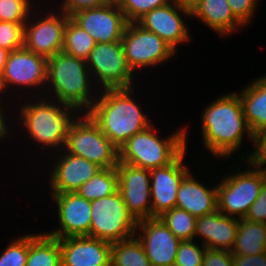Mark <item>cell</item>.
I'll use <instances>...</instances> for the list:
<instances>
[{
	"instance_id": "6da1fadb",
	"label": "cell",
	"mask_w": 266,
	"mask_h": 266,
	"mask_svg": "<svg viewBox=\"0 0 266 266\" xmlns=\"http://www.w3.org/2000/svg\"><path fill=\"white\" fill-rule=\"evenodd\" d=\"M218 99V100H217ZM211 102L201 115L203 144L218 158L230 157L240 149L244 135L255 143L239 94L230 92Z\"/></svg>"
},
{
	"instance_id": "7a4b0ae2",
	"label": "cell",
	"mask_w": 266,
	"mask_h": 266,
	"mask_svg": "<svg viewBox=\"0 0 266 266\" xmlns=\"http://www.w3.org/2000/svg\"><path fill=\"white\" fill-rule=\"evenodd\" d=\"M134 89L135 87L99 88L97 91L100 93L96 91L99 97L87 112L118 149L136 133L152 125L140 105L132 99Z\"/></svg>"
},
{
	"instance_id": "3957f363",
	"label": "cell",
	"mask_w": 266,
	"mask_h": 266,
	"mask_svg": "<svg viewBox=\"0 0 266 266\" xmlns=\"http://www.w3.org/2000/svg\"><path fill=\"white\" fill-rule=\"evenodd\" d=\"M92 81L85 60L63 51L47 58L48 94L52 93L51 99L74 108L79 114L87 113L97 99L92 95L96 90Z\"/></svg>"
},
{
	"instance_id": "277c9868",
	"label": "cell",
	"mask_w": 266,
	"mask_h": 266,
	"mask_svg": "<svg viewBox=\"0 0 266 266\" xmlns=\"http://www.w3.org/2000/svg\"><path fill=\"white\" fill-rule=\"evenodd\" d=\"M47 97L48 99L41 97L38 101L36 96L35 102L33 99L31 102V98L28 99L30 102L21 105L18 116L22 121L20 122L23 124L22 128L25 126V131L27 130L26 132L29 134L28 137L32 139L31 142H37L45 149H54L55 152L60 147L62 150L64 149L69 126L78 116V112L56 100L51 99L50 101L51 97Z\"/></svg>"
},
{
	"instance_id": "5b68a950",
	"label": "cell",
	"mask_w": 266,
	"mask_h": 266,
	"mask_svg": "<svg viewBox=\"0 0 266 266\" xmlns=\"http://www.w3.org/2000/svg\"><path fill=\"white\" fill-rule=\"evenodd\" d=\"M165 139L150 125L128 139L119 150V162L144 169H155L172 163L187 147L186 129H176ZM157 131V132H156Z\"/></svg>"
},
{
	"instance_id": "8992f818",
	"label": "cell",
	"mask_w": 266,
	"mask_h": 266,
	"mask_svg": "<svg viewBox=\"0 0 266 266\" xmlns=\"http://www.w3.org/2000/svg\"><path fill=\"white\" fill-rule=\"evenodd\" d=\"M244 162L249 165L248 169L241 172L237 167L240 172L223 177L217 184L218 210L224 215L238 219L245 218L266 180V168L250 160Z\"/></svg>"
},
{
	"instance_id": "52a82bcc",
	"label": "cell",
	"mask_w": 266,
	"mask_h": 266,
	"mask_svg": "<svg viewBox=\"0 0 266 266\" xmlns=\"http://www.w3.org/2000/svg\"><path fill=\"white\" fill-rule=\"evenodd\" d=\"M63 150L83 157L101 168H114L119 162L118 148L87 113L79 114L71 122Z\"/></svg>"
},
{
	"instance_id": "ba28073f",
	"label": "cell",
	"mask_w": 266,
	"mask_h": 266,
	"mask_svg": "<svg viewBox=\"0 0 266 266\" xmlns=\"http://www.w3.org/2000/svg\"><path fill=\"white\" fill-rule=\"evenodd\" d=\"M137 221L128 212L119 190L91 201L89 237L115 243L135 236Z\"/></svg>"
},
{
	"instance_id": "9c48e42d",
	"label": "cell",
	"mask_w": 266,
	"mask_h": 266,
	"mask_svg": "<svg viewBox=\"0 0 266 266\" xmlns=\"http://www.w3.org/2000/svg\"><path fill=\"white\" fill-rule=\"evenodd\" d=\"M90 75L103 89L132 88L134 74L128 67L121 41L97 43L86 59ZM100 83V84H98Z\"/></svg>"
},
{
	"instance_id": "30bf717a",
	"label": "cell",
	"mask_w": 266,
	"mask_h": 266,
	"mask_svg": "<svg viewBox=\"0 0 266 266\" xmlns=\"http://www.w3.org/2000/svg\"><path fill=\"white\" fill-rule=\"evenodd\" d=\"M121 42L127 65L133 73L138 69L165 63L175 57L176 53L163 39L136 22L127 23Z\"/></svg>"
},
{
	"instance_id": "8fae6325",
	"label": "cell",
	"mask_w": 266,
	"mask_h": 266,
	"mask_svg": "<svg viewBox=\"0 0 266 266\" xmlns=\"http://www.w3.org/2000/svg\"><path fill=\"white\" fill-rule=\"evenodd\" d=\"M181 14L191 17L190 4L172 0L163 7L145 13L136 23L143 29L159 36L177 52L178 45L188 42L191 36Z\"/></svg>"
},
{
	"instance_id": "7c38bea8",
	"label": "cell",
	"mask_w": 266,
	"mask_h": 266,
	"mask_svg": "<svg viewBox=\"0 0 266 266\" xmlns=\"http://www.w3.org/2000/svg\"><path fill=\"white\" fill-rule=\"evenodd\" d=\"M47 58L25 47L11 51L8 55L5 69L0 77L1 93L8 90L9 86L46 89Z\"/></svg>"
},
{
	"instance_id": "4fadbf2b",
	"label": "cell",
	"mask_w": 266,
	"mask_h": 266,
	"mask_svg": "<svg viewBox=\"0 0 266 266\" xmlns=\"http://www.w3.org/2000/svg\"><path fill=\"white\" fill-rule=\"evenodd\" d=\"M55 11L41 14L44 17L38 18L40 20L28 18L24 25V47L46 58L63 51L65 27L70 18L62 10L60 13Z\"/></svg>"
},
{
	"instance_id": "5bb4252c",
	"label": "cell",
	"mask_w": 266,
	"mask_h": 266,
	"mask_svg": "<svg viewBox=\"0 0 266 266\" xmlns=\"http://www.w3.org/2000/svg\"><path fill=\"white\" fill-rule=\"evenodd\" d=\"M118 190L128 212L136 221L152 218L150 170L118 163Z\"/></svg>"
},
{
	"instance_id": "9a60e30c",
	"label": "cell",
	"mask_w": 266,
	"mask_h": 266,
	"mask_svg": "<svg viewBox=\"0 0 266 266\" xmlns=\"http://www.w3.org/2000/svg\"><path fill=\"white\" fill-rule=\"evenodd\" d=\"M97 43L121 41L127 21L118 3L80 10L70 17Z\"/></svg>"
},
{
	"instance_id": "2e32d148",
	"label": "cell",
	"mask_w": 266,
	"mask_h": 266,
	"mask_svg": "<svg viewBox=\"0 0 266 266\" xmlns=\"http://www.w3.org/2000/svg\"><path fill=\"white\" fill-rule=\"evenodd\" d=\"M57 204L59 228L47 234L58 239L74 236H88L91 224V201L77 192L52 193ZM57 229V230H56Z\"/></svg>"
},
{
	"instance_id": "e0dca14e",
	"label": "cell",
	"mask_w": 266,
	"mask_h": 266,
	"mask_svg": "<svg viewBox=\"0 0 266 266\" xmlns=\"http://www.w3.org/2000/svg\"><path fill=\"white\" fill-rule=\"evenodd\" d=\"M152 266H174L179 240L159 217L137 221L136 231ZM142 235V236H141Z\"/></svg>"
},
{
	"instance_id": "ac0fdd59",
	"label": "cell",
	"mask_w": 266,
	"mask_h": 266,
	"mask_svg": "<svg viewBox=\"0 0 266 266\" xmlns=\"http://www.w3.org/2000/svg\"><path fill=\"white\" fill-rule=\"evenodd\" d=\"M187 148L169 165L151 169L152 218L175 207L179 185L190 169L184 165Z\"/></svg>"
},
{
	"instance_id": "d6986e66",
	"label": "cell",
	"mask_w": 266,
	"mask_h": 266,
	"mask_svg": "<svg viewBox=\"0 0 266 266\" xmlns=\"http://www.w3.org/2000/svg\"><path fill=\"white\" fill-rule=\"evenodd\" d=\"M54 160V168L50 174V192H76L85 182L90 180L102 168L89 160L70 154L65 150Z\"/></svg>"
},
{
	"instance_id": "ffe728a7",
	"label": "cell",
	"mask_w": 266,
	"mask_h": 266,
	"mask_svg": "<svg viewBox=\"0 0 266 266\" xmlns=\"http://www.w3.org/2000/svg\"><path fill=\"white\" fill-rule=\"evenodd\" d=\"M61 266H111V243L89 236L59 239Z\"/></svg>"
},
{
	"instance_id": "44dd1931",
	"label": "cell",
	"mask_w": 266,
	"mask_h": 266,
	"mask_svg": "<svg viewBox=\"0 0 266 266\" xmlns=\"http://www.w3.org/2000/svg\"><path fill=\"white\" fill-rule=\"evenodd\" d=\"M238 220V218L224 215L219 210L198 217L195 238H201L206 248L231 251L235 244Z\"/></svg>"
},
{
	"instance_id": "7402d4cb",
	"label": "cell",
	"mask_w": 266,
	"mask_h": 266,
	"mask_svg": "<svg viewBox=\"0 0 266 266\" xmlns=\"http://www.w3.org/2000/svg\"><path fill=\"white\" fill-rule=\"evenodd\" d=\"M189 172L181 181L175 207L183 209L194 217H202L218 210L217 185L209 188Z\"/></svg>"
},
{
	"instance_id": "603a6c76",
	"label": "cell",
	"mask_w": 266,
	"mask_h": 266,
	"mask_svg": "<svg viewBox=\"0 0 266 266\" xmlns=\"http://www.w3.org/2000/svg\"><path fill=\"white\" fill-rule=\"evenodd\" d=\"M191 17L202 21L210 30L226 37L243 25L234 17L227 0H193Z\"/></svg>"
},
{
	"instance_id": "cb8c5ba5",
	"label": "cell",
	"mask_w": 266,
	"mask_h": 266,
	"mask_svg": "<svg viewBox=\"0 0 266 266\" xmlns=\"http://www.w3.org/2000/svg\"><path fill=\"white\" fill-rule=\"evenodd\" d=\"M239 97L244 117L253 135L266 130V75L242 88Z\"/></svg>"
},
{
	"instance_id": "d4e9b609",
	"label": "cell",
	"mask_w": 266,
	"mask_h": 266,
	"mask_svg": "<svg viewBox=\"0 0 266 266\" xmlns=\"http://www.w3.org/2000/svg\"><path fill=\"white\" fill-rule=\"evenodd\" d=\"M263 252H266V224L239 219L231 254L252 256Z\"/></svg>"
},
{
	"instance_id": "484cf974",
	"label": "cell",
	"mask_w": 266,
	"mask_h": 266,
	"mask_svg": "<svg viewBox=\"0 0 266 266\" xmlns=\"http://www.w3.org/2000/svg\"><path fill=\"white\" fill-rule=\"evenodd\" d=\"M26 266H61L60 241L46 233L28 234Z\"/></svg>"
},
{
	"instance_id": "4316f807",
	"label": "cell",
	"mask_w": 266,
	"mask_h": 266,
	"mask_svg": "<svg viewBox=\"0 0 266 266\" xmlns=\"http://www.w3.org/2000/svg\"><path fill=\"white\" fill-rule=\"evenodd\" d=\"M111 266H152L137 235L111 244Z\"/></svg>"
},
{
	"instance_id": "83f0119b",
	"label": "cell",
	"mask_w": 266,
	"mask_h": 266,
	"mask_svg": "<svg viewBox=\"0 0 266 266\" xmlns=\"http://www.w3.org/2000/svg\"><path fill=\"white\" fill-rule=\"evenodd\" d=\"M118 191L116 167L102 168L76 192L83 198L93 201L109 196Z\"/></svg>"
},
{
	"instance_id": "f1b7e54d",
	"label": "cell",
	"mask_w": 266,
	"mask_h": 266,
	"mask_svg": "<svg viewBox=\"0 0 266 266\" xmlns=\"http://www.w3.org/2000/svg\"><path fill=\"white\" fill-rule=\"evenodd\" d=\"M97 42L71 18L67 20L63 52L86 61Z\"/></svg>"
},
{
	"instance_id": "f546056e",
	"label": "cell",
	"mask_w": 266,
	"mask_h": 266,
	"mask_svg": "<svg viewBox=\"0 0 266 266\" xmlns=\"http://www.w3.org/2000/svg\"><path fill=\"white\" fill-rule=\"evenodd\" d=\"M159 218L181 241L195 240L196 217L187 211L174 207Z\"/></svg>"
},
{
	"instance_id": "4dcf8cb0",
	"label": "cell",
	"mask_w": 266,
	"mask_h": 266,
	"mask_svg": "<svg viewBox=\"0 0 266 266\" xmlns=\"http://www.w3.org/2000/svg\"><path fill=\"white\" fill-rule=\"evenodd\" d=\"M30 1L32 0H0V21L25 25L28 18L31 19V15H34L30 12L34 8Z\"/></svg>"
},
{
	"instance_id": "1f68e13d",
	"label": "cell",
	"mask_w": 266,
	"mask_h": 266,
	"mask_svg": "<svg viewBox=\"0 0 266 266\" xmlns=\"http://www.w3.org/2000/svg\"><path fill=\"white\" fill-rule=\"evenodd\" d=\"M172 0H119L118 6L123 12L128 23L136 22L145 13L163 7Z\"/></svg>"
},
{
	"instance_id": "d6a6232c",
	"label": "cell",
	"mask_w": 266,
	"mask_h": 266,
	"mask_svg": "<svg viewBox=\"0 0 266 266\" xmlns=\"http://www.w3.org/2000/svg\"><path fill=\"white\" fill-rule=\"evenodd\" d=\"M28 258V234L9 242L0 255V266H26Z\"/></svg>"
},
{
	"instance_id": "836d02e7",
	"label": "cell",
	"mask_w": 266,
	"mask_h": 266,
	"mask_svg": "<svg viewBox=\"0 0 266 266\" xmlns=\"http://www.w3.org/2000/svg\"><path fill=\"white\" fill-rule=\"evenodd\" d=\"M196 240L181 241L174 266H202L206 247Z\"/></svg>"
},
{
	"instance_id": "e575fe53",
	"label": "cell",
	"mask_w": 266,
	"mask_h": 266,
	"mask_svg": "<svg viewBox=\"0 0 266 266\" xmlns=\"http://www.w3.org/2000/svg\"><path fill=\"white\" fill-rule=\"evenodd\" d=\"M0 47L10 52L24 47V25L0 21Z\"/></svg>"
},
{
	"instance_id": "d590c367",
	"label": "cell",
	"mask_w": 266,
	"mask_h": 266,
	"mask_svg": "<svg viewBox=\"0 0 266 266\" xmlns=\"http://www.w3.org/2000/svg\"><path fill=\"white\" fill-rule=\"evenodd\" d=\"M234 17L244 26L253 19L258 0H227Z\"/></svg>"
},
{
	"instance_id": "8d00e7d4",
	"label": "cell",
	"mask_w": 266,
	"mask_h": 266,
	"mask_svg": "<svg viewBox=\"0 0 266 266\" xmlns=\"http://www.w3.org/2000/svg\"><path fill=\"white\" fill-rule=\"evenodd\" d=\"M245 219L266 224V180L261 185L260 194L250 206Z\"/></svg>"
},
{
	"instance_id": "74e56055",
	"label": "cell",
	"mask_w": 266,
	"mask_h": 266,
	"mask_svg": "<svg viewBox=\"0 0 266 266\" xmlns=\"http://www.w3.org/2000/svg\"><path fill=\"white\" fill-rule=\"evenodd\" d=\"M254 152L249 154L246 158L239 156L241 160H250L254 164L266 168V130L261 131L255 136Z\"/></svg>"
},
{
	"instance_id": "f35d334b",
	"label": "cell",
	"mask_w": 266,
	"mask_h": 266,
	"mask_svg": "<svg viewBox=\"0 0 266 266\" xmlns=\"http://www.w3.org/2000/svg\"><path fill=\"white\" fill-rule=\"evenodd\" d=\"M202 266H233L231 251L206 248Z\"/></svg>"
},
{
	"instance_id": "ab89813d",
	"label": "cell",
	"mask_w": 266,
	"mask_h": 266,
	"mask_svg": "<svg viewBox=\"0 0 266 266\" xmlns=\"http://www.w3.org/2000/svg\"><path fill=\"white\" fill-rule=\"evenodd\" d=\"M60 3V9L65 12L69 17H71L74 13L88 9V8H96L102 5H105L110 2V0H62Z\"/></svg>"
},
{
	"instance_id": "60d3db41",
	"label": "cell",
	"mask_w": 266,
	"mask_h": 266,
	"mask_svg": "<svg viewBox=\"0 0 266 266\" xmlns=\"http://www.w3.org/2000/svg\"><path fill=\"white\" fill-rule=\"evenodd\" d=\"M233 266H266V252L255 255L232 254Z\"/></svg>"
},
{
	"instance_id": "b9f144b4",
	"label": "cell",
	"mask_w": 266,
	"mask_h": 266,
	"mask_svg": "<svg viewBox=\"0 0 266 266\" xmlns=\"http://www.w3.org/2000/svg\"><path fill=\"white\" fill-rule=\"evenodd\" d=\"M3 108L1 107V105H0V141L1 140H3L4 138H5V136L7 135V134H9V130L10 129H8L9 127H8V124H7V119H6V121H5V118H7V117H5V115L6 114H3L4 112V110L5 109H3Z\"/></svg>"
},
{
	"instance_id": "7bdbcfd3",
	"label": "cell",
	"mask_w": 266,
	"mask_h": 266,
	"mask_svg": "<svg viewBox=\"0 0 266 266\" xmlns=\"http://www.w3.org/2000/svg\"><path fill=\"white\" fill-rule=\"evenodd\" d=\"M9 53L10 51H8L7 49L0 47V77L2 76L5 69V64L7 62Z\"/></svg>"
},
{
	"instance_id": "ee69618b",
	"label": "cell",
	"mask_w": 266,
	"mask_h": 266,
	"mask_svg": "<svg viewBox=\"0 0 266 266\" xmlns=\"http://www.w3.org/2000/svg\"><path fill=\"white\" fill-rule=\"evenodd\" d=\"M177 1H182V2H186V3H191L193 0H177Z\"/></svg>"
},
{
	"instance_id": "f6af8a7d",
	"label": "cell",
	"mask_w": 266,
	"mask_h": 266,
	"mask_svg": "<svg viewBox=\"0 0 266 266\" xmlns=\"http://www.w3.org/2000/svg\"><path fill=\"white\" fill-rule=\"evenodd\" d=\"M119 0H110V2H115V3H117Z\"/></svg>"
}]
</instances>
